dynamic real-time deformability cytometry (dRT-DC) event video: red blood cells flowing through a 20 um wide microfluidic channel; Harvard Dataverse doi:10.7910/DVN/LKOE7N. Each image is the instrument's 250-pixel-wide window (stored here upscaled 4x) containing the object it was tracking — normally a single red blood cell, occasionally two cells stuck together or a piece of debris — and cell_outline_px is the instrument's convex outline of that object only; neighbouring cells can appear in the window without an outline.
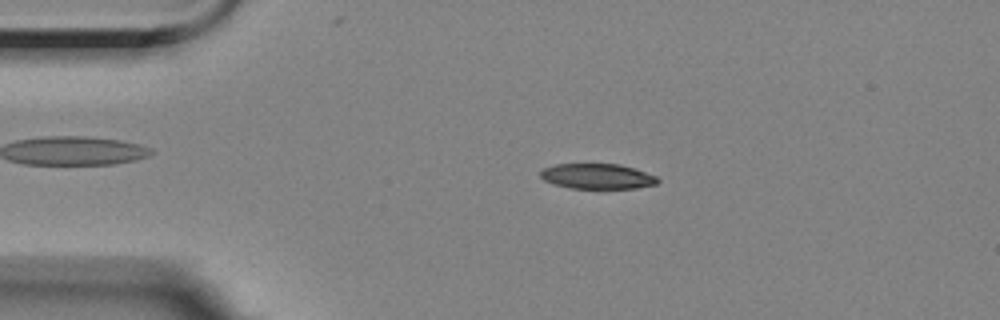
{"species": "Egyptian fruit bat (a non-hibernating species)", "species_latin": "Rousettus aegyptiacus", "temperature_condition": "room temperature", "stored_images_in_passage": 55, "camera_frame_rate_fps": 3000, "um_per_image_px": 0.085, "animal": {"sex": "female"}, "frame": {"image": 1, "passage_image": 11, "time_ms": 3.333, "image_size_px": [1000, 320], "cell_outline_px": [[660, 180], [656, 184], [636, 188], [572, 188], [556, 184], [544, 180], [540, 176], [540, 172], [544, 168], [556, 164], [620, 164], [656, 176]], "centroid_in_image_um": [50.77, 14.98], "position_along_channel_um": 34.2, "area_um2": 16.99}}
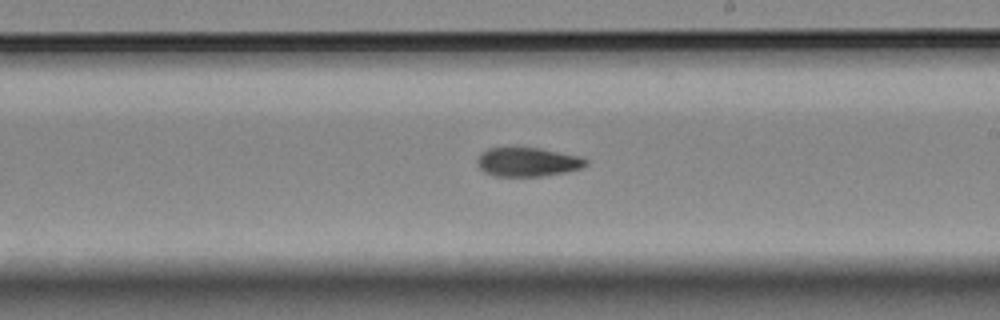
{"frame": {"image": 2, "passage_image": 32, "time_ms": 10.333, "image_size_px": [1000, 320], "cell_outline_px": [[588, 164], [580, 168], [564, 172], [540, 176], [496, 176], [484, 172], [476, 164], [476, 160], [480, 152], [488, 148], [516, 144], [540, 148], [580, 156], [588, 160]], "centroid_in_image_um": [44.77, 13.71], "position_along_channel_um": 244.2, "area_um2": 19.07}}
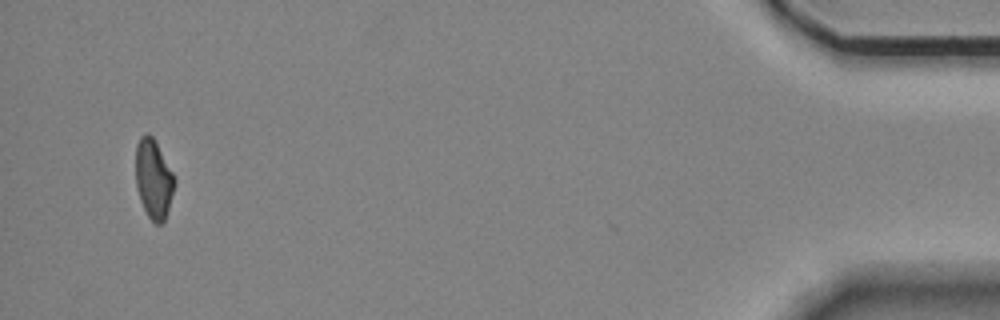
{"frame": {"image": 3, "passage_image": 54, "time_ms": 17.667, "image_size_px": [1000, 320], "cell_outline_px": [[176, 184], [164, 220], [160, 224], [156, 224], [148, 216], [140, 200], [136, 188], [136, 144], [140, 136], [148, 132], [152, 136], [172, 172], [176, 180]], "centroid_in_image_um": [13.04, 15.2], "position_along_channel_um": 422.2, "area_um2": 17.74}, "authors_computed_cell_mechanics": {"area_um2": 18.6116, "velocity_mm_per_s": 3.5107, "shape_relaxation_time_tau1_ms": 8.318, "shape_relaxation_time_tau2_ms": 4.7148, "deformation_change_tau1": 0.2115, "deformation_change_tau2": 0.1114}}